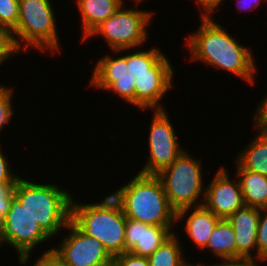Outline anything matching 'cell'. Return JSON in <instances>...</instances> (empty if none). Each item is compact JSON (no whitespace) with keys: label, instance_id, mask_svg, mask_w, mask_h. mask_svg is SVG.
<instances>
[{"label":"cell","instance_id":"cell-12","mask_svg":"<svg viewBox=\"0 0 267 266\" xmlns=\"http://www.w3.org/2000/svg\"><path fill=\"white\" fill-rule=\"evenodd\" d=\"M164 54L150 72H141L135 77V107L139 110H167L161 100L174 85L175 70L171 59Z\"/></svg>","mask_w":267,"mask_h":266},{"label":"cell","instance_id":"cell-32","mask_svg":"<svg viewBox=\"0 0 267 266\" xmlns=\"http://www.w3.org/2000/svg\"><path fill=\"white\" fill-rule=\"evenodd\" d=\"M261 102H258L257 107L255 108V113L252 115L253 123L259 126L262 129L267 130V93L261 99Z\"/></svg>","mask_w":267,"mask_h":266},{"label":"cell","instance_id":"cell-14","mask_svg":"<svg viewBox=\"0 0 267 266\" xmlns=\"http://www.w3.org/2000/svg\"><path fill=\"white\" fill-rule=\"evenodd\" d=\"M174 227L176 226H154L127 218L125 252L143 257L150 256L176 232Z\"/></svg>","mask_w":267,"mask_h":266},{"label":"cell","instance_id":"cell-15","mask_svg":"<svg viewBox=\"0 0 267 266\" xmlns=\"http://www.w3.org/2000/svg\"><path fill=\"white\" fill-rule=\"evenodd\" d=\"M259 216V208L245 205L227 218L235 235L236 258H257ZM253 252L255 255L252 254Z\"/></svg>","mask_w":267,"mask_h":266},{"label":"cell","instance_id":"cell-10","mask_svg":"<svg viewBox=\"0 0 267 266\" xmlns=\"http://www.w3.org/2000/svg\"><path fill=\"white\" fill-rule=\"evenodd\" d=\"M148 139V156L139 173L158 175L175 161L185 150L180 145L170 115L165 110H152Z\"/></svg>","mask_w":267,"mask_h":266},{"label":"cell","instance_id":"cell-13","mask_svg":"<svg viewBox=\"0 0 267 266\" xmlns=\"http://www.w3.org/2000/svg\"><path fill=\"white\" fill-rule=\"evenodd\" d=\"M218 168L206 185L203 206L220 219H227L236 210L244 207L245 202L238 178L233 176L234 181L225 166Z\"/></svg>","mask_w":267,"mask_h":266},{"label":"cell","instance_id":"cell-24","mask_svg":"<svg viewBox=\"0 0 267 266\" xmlns=\"http://www.w3.org/2000/svg\"><path fill=\"white\" fill-rule=\"evenodd\" d=\"M19 20V0H0V28L11 33Z\"/></svg>","mask_w":267,"mask_h":266},{"label":"cell","instance_id":"cell-22","mask_svg":"<svg viewBox=\"0 0 267 266\" xmlns=\"http://www.w3.org/2000/svg\"><path fill=\"white\" fill-rule=\"evenodd\" d=\"M135 50V51H134ZM131 48V71L133 76L141 72H150L152 67L165 53L160 47H150L145 50Z\"/></svg>","mask_w":267,"mask_h":266},{"label":"cell","instance_id":"cell-33","mask_svg":"<svg viewBox=\"0 0 267 266\" xmlns=\"http://www.w3.org/2000/svg\"><path fill=\"white\" fill-rule=\"evenodd\" d=\"M52 247L50 249L44 250L42 255L36 257L31 266H65L62 261L52 252Z\"/></svg>","mask_w":267,"mask_h":266},{"label":"cell","instance_id":"cell-11","mask_svg":"<svg viewBox=\"0 0 267 266\" xmlns=\"http://www.w3.org/2000/svg\"><path fill=\"white\" fill-rule=\"evenodd\" d=\"M58 246L52 252L65 266H109L113 258L96 238L89 237L81 232L71 221L64 229ZM66 234V235H65Z\"/></svg>","mask_w":267,"mask_h":266},{"label":"cell","instance_id":"cell-16","mask_svg":"<svg viewBox=\"0 0 267 266\" xmlns=\"http://www.w3.org/2000/svg\"><path fill=\"white\" fill-rule=\"evenodd\" d=\"M220 220L219 217L203 205L186 208L176 213V225L178 223L183 224L184 221L183 232L185 231V236L194 243L195 248L199 249L198 251H203L206 247L209 236Z\"/></svg>","mask_w":267,"mask_h":266},{"label":"cell","instance_id":"cell-9","mask_svg":"<svg viewBox=\"0 0 267 266\" xmlns=\"http://www.w3.org/2000/svg\"><path fill=\"white\" fill-rule=\"evenodd\" d=\"M111 53L97 60L88 84L101 92L109 91L118 97L121 96L120 98L127 104L135 106V77L131 71V48Z\"/></svg>","mask_w":267,"mask_h":266},{"label":"cell","instance_id":"cell-19","mask_svg":"<svg viewBox=\"0 0 267 266\" xmlns=\"http://www.w3.org/2000/svg\"><path fill=\"white\" fill-rule=\"evenodd\" d=\"M234 165L245 205L259 209L267 207V176L243 169L237 162Z\"/></svg>","mask_w":267,"mask_h":266},{"label":"cell","instance_id":"cell-35","mask_svg":"<svg viewBox=\"0 0 267 266\" xmlns=\"http://www.w3.org/2000/svg\"><path fill=\"white\" fill-rule=\"evenodd\" d=\"M131 1H132V0H131ZM133 1H135V3H136L135 5H136V7H137L138 4L141 3V2H143L144 0H133ZM145 1H146V0H145ZM125 3H126V2H125L124 0H122V4L125 5ZM137 3H138V4H137Z\"/></svg>","mask_w":267,"mask_h":266},{"label":"cell","instance_id":"cell-27","mask_svg":"<svg viewBox=\"0 0 267 266\" xmlns=\"http://www.w3.org/2000/svg\"><path fill=\"white\" fill-rule=\"evenodd\" d=\"M15 184H0V231L6 214L10 210Z\"/></svg>","mask_w":267,"mask_h":266},{"label":"cell","instance_id":"cell-7","mask_svg":"<svg viewBox=\"0 0 267 266\" xmlns=\"http://www.w3.org/2000/svg\"><path fill=\"white\" fill-rule=\"evenodd\" d=\"M123 4L107 20L98 25L83 41L86 42L94 36H101L105 44L112 51L130 48H143L149 39V25L153 22L155 13L151 10H143L127 7ZM127 7V8H126ZM139 9V10H138Z\"/></svg>","mask_w":267,"mask_h":266},{"label":"cell","instance_id":"cell-30","mask_svg":"<svg viewBox=\"0 0 267 266\" xmlns=\"http://www.w3.org/2000/svg\"><path fill=\"white\" fill-rule=\"evenodd\" d=\"M113 266H149V261L147 257L124 252L113 258Z\"/></svg>","mask_w":267,"mask_h":266},{"label":"cell","instance_id":"cell-6","mask_svg":"<svg viewBox=\"0 0 267 266\" xmlns=\"http://www.w3.org/2000/svg\"><path fill=\"white\" fill-rule=\"evenodd\" d=\"M202 163L186 149L157 175L162 181L168 202L176 213L203 205L206 186Z\"/></svg>","mask_w":267,"mask_h":266},{"label":"cell","instance_id":"cell-25","mask_svg":"<svg viewBox=\"0 0 267 266\" xmlns=\"http://www.w3.org/2000/svg\"><path fill=\"white\" fill-rule=\"evenodd\" d=\"M256 241L257 258L267 259V207L260 208Z\"/></svg>","mask_w":267,"mask_h":266},{"label":"cell","instance_id":"cell-31","mask_svg":"<svg viewBox=\"0 0 267 266\" xmlns=\"http://www.w3.org/2000/svg\"><path fill=\"white\" fill-rule=\"evenodd\" d=\"M195 6L201 8L199 13L201 18H212V16L219 10V5H224L226 0H193Z\"/></svg>","mask_w":267,"mask_h":266},{"label":"cell","instance_id":"cell-4","mask_svg":"<svg viewBox=\"0 0 267 266\" xmlns=\"http://www.w3.org/2000/svg\"><path fill=\"white\" fill-rule=\"evenodd\" d=\"M71 202L70 221L85 235L99 240L109 255L114 258L125 252L126 217L119 202L106 194L91 203Z\"/></svg>","mask_w":267,"mask_h":266},{"label":"cell","instance_id":"cell-20","mask_svg":"<svg viewBox=\"0 0 267 266\" xmlns=\"http://www.w3.org/2000/svg\"><path fill=\"white\" fill-rule=\"evenodd\" d=\"M209 250L210 254L217 257L219 261L236 258L235 235L231 224L227 219H221L209 236L204 251Z\"/></svg>","mask_w":267,"mask_h":266},{"label":"cell","instance_id":"cell-26","mask_svg":"<svg viewBox=\"0 0 267 266\" xmlns=\"http://www.w3.org/2000/svg\"><path fill=\"white\" fill-rule=\"evenodd\" d=\"M19 53L15 50L11 35L8 31L0 28V66L9 60L17 57Z\"/></svg>","mask_w":267,"mask_h":266},{"label":"cell","instance_id":"cell-28","mask_svg":"<svg viewBox=\"0 0 267 266\" xmlns=\"http://www.w3.org/2000/svg\"><path fill=\"white\" fill-rule=\"evenodd\" d=\"M1 147L3 148L0 144V184H15L20 174L12 171L8 155L5 152L3 154Z\"/></svg>","mask_w":267,"mask_h":266},{"label":"cell","instance_id":"cell-3","mask_svg":"<svg viewBox=\"0 0 267 266\" xmlns=\"http://www.w3.org/2000/svg\"><path fill=\"white\" fill-rule=\"evenodd\" d=\"M22 176L14 186V195L20 200L21 206L52 239L62 236L61 230L71 219L73 195L58 184L39 183Z\"/></svg>","mask_w":267,"mask_h":266},{"label":"cell","instance_id":"cell-17","mask_svg":"<svg viewBox=\"0 0 267 266\" xmlns=\"http://www.w3.org/2000/svg\"><path fill=\"white\" fill-rule=\"evenodd\" d=\"M80 13L83 42L103 21L113 15L122 5V0H75Z\"/></svg>","mask_w":267,"mask_h":266},{"label":"cell","instance_id":"cell-23","mask_svg":"<svg viewBox=\"0 0 267 266\" xmlns=\"http://www.w3.org/2000/svg\"><path fill=\"white\" fill-rule=\"evenodd\" d=\"M15 89L11 86H5L0 84V135L3 132V129L6 130V125L8 127V124L11 119L13 118V115L15 114V107L12 104L13 103V97L15 93L13 92ZM14 94V95H13ZM2 145V143H0Z\"/></svg>","mask_w":267,"mask_h":266},{"label":"cell","instance_id":"cell-2","mask_svg":"<svg viewBox=\"0 0 267 266\" xmlns=\"http://www.w3.org/2000/svg\"><path fill=\"white\" fill-rule=\"evenodd\" d=\"M126 218L154 226H175L176 212L168 202L157 175L137 171L131 180L111 192Z\"/></svg>","mask_w":267,"mask_h":266},{"label":"cell","instance_id":"cell-1","mask_svg":"<svg viewBox=\"0 0 267 266\" xmlns=\"http://www.w3.org/2000/svg\"><path fill=\"white\" fill-rule=\"evenodd\" d=\"M200 26L185 36V46L190 51V61L205 63L218 71L229 72L255 85L258 68L251 47L239 43L214 18H201ZM251 49V50H250Z\"/></svg>","mask_w":267,"mask_h":266},{"label":"cell","instance_id":"cell-34","mask_svg":"<svg viewBox=\"0 0 267 266\" xmlns=\"http://www.w3.org/2000/svg\"><path fill=\"white\" fill-rule=\"evenodd\" d=\"M237 4V8L238 10H241V11H245L247 12V10H256L257 8H259L258 6L259 5H262L264 3H266L267 5V0H235ZM264 1V3H263ZM262 2V4H261Z\"/></svg>","mask_w":267,"mask_h":266},{"label":"cell","instance_id":"cell-21","mask_svg":"<svg viewBox=\"0 0 267 266\" xmlns=\"http://www.w3.org/2000/svg\"><path fill=\"white\" fill-rule=\"evenodd\" d=\"M174 232L161 246L148 256L149 266H192L190 259H186L185 247H182L180 236ZM183 248V249H182ZM185 253V254H184Z\"/></svg>","mask_w":267,"mask_h":266},{"label":"cell","instance_id":"cell-8","mask_svg":"<svg viewBox=\"0 0 267 266\" xmlns=\"http://www.w3.org/2000/svg\"><path fill=\"white\" fill-rule=\"evenodd\" d=\"M49 240L52 238L21 206L20 200L14 195L0 231V248L5 246L4 244L13 247L18 254L19 266H26L30 262L33 250Z\"/></svg>","mask_w":267,"mask_h":266},{"label":"cell","instance_id":"cell-29","mask_svg":"<svg viewBox=\"0 0 267 266\" xmlns=\"http://www.w3.org/2000/svg\"><path fill=\"white\" fill-rule=\"evenodd\" d=\"M259 264H258V262ZM267 262L266 258H232V259H224L222 262L220 261L219 263H214V264H207L204 265L202 262H196V266H260L263 265L262 263Z\"/></svg>","mask_w":267,"mask_h":266},{"label":"cell","instance_id":"cell-5","mask_svg":"<svg viewBox=\"0 0 267 266\" xmlns=\"http://www.w3.org/2000/svg\"><path fill=\"white\" fill-rule=\"evenodd\" d=\"M54 8L52 0H19L18 24L10 33L19 55L37 49L56 57L62 51Z\"/></svg>","mask_w":267,"mask_h":266},{"label":"cell","instance_id":"cell-18","mask_svg":"<svg viewBox=\"0 0 267 266\" xmlns=\"http://www.w3.org/2000/svg\"><path fill=\"white\" fill-rule=\"evenodd\" d=\"M257 130L252 140L242 148L234 162L243 169L267 176V130L260 128L254 123Z\"/></svg>","mask_w":267,"mask_h":266}]
</instances>
